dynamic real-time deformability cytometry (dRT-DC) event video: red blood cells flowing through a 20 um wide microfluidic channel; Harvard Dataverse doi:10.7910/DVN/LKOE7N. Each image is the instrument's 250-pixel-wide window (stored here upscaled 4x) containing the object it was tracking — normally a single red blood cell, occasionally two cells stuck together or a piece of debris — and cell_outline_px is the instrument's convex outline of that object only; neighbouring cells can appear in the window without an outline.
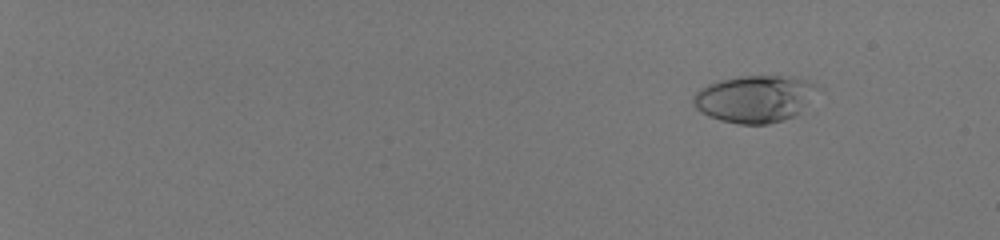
{"species": "human", "species_latin": "Homo sapiens", "temperature_condition": "room temperature", "stored_images_in_passage": 59, "camera_frame_rate_fps": 3000, "um_per_image_px": 0.085, "donor": {"sex": "male"}, "frame": {"image": 1, "passage_image": 9, "time_ms": 2.667, "image_size_px": [1000, 240], "cell_outline_px": [[816, 88], [800, 112], [796, 116], [784, 120], [768, 124], [740, 124], [720, 120], [708, 116], [696, 108], [692, 100], [696, 92], [700, 88], [708, 84], [720, 80], [740, 76], [776, 76], [804, 80], [816, 84]], "centroid_in_image_um": [64.08, 8.42], "position_along_channel_um": 20.9, "area_um2": 33.47}}
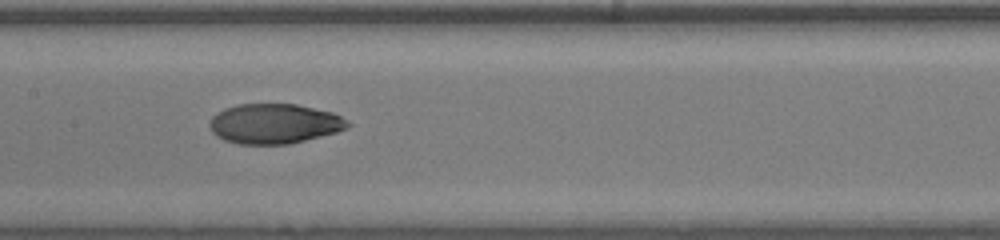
{"frame": {"image": 2, "passage_image": 37, "time_ms": 12.0, "image_size_px": [1000, 240], "cell_outline_px": [[352, 124], [348, 128], [336, 132], [288, 144], [240, 144], [224, 140], [216, 136], [212, 132], [208, 124], [212, 116], [216, 112], [224, 108], [236, 104], [296, 104], [332, 112], [348, 120]], "centroid_in_image_um": [23.29, 10.51], "position_along_channel_um": 184.1, "area_um2": 32.25}}
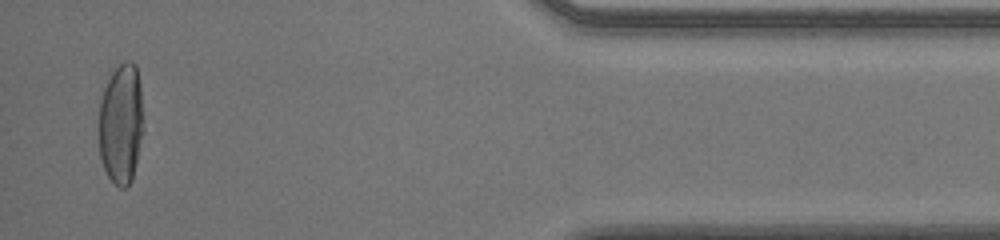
{"frame": {"image": 3, "passage_image": 58, "time_ms": 19.0, "image_size_px": [1000, 240], "cell_outline_px": [[144, 132], [132, 180], [124, 188], [120, 188], [108, 176], [104, 168], [100, 156], [100, 100], [104, 88], [112, 72], [124, 60], [132, 60], [136, 64], [140, 84], [144, 120]], "centroid_in_image_um": [10.33, 10.49], "position_along_channel_um": 424.9, "area_um2": 31.62}, "authors_computed_cell_mechanics": {"area_um2": 32.2524, "velocity_mm_per_s": 4.0467, "shape_relaxation_time_tau1_ms": null, "shape_relaxation_time_tau2_ms": 0.8035, "deformation_change_tau1": null, "deformation_change_tau2": 0.0429}}